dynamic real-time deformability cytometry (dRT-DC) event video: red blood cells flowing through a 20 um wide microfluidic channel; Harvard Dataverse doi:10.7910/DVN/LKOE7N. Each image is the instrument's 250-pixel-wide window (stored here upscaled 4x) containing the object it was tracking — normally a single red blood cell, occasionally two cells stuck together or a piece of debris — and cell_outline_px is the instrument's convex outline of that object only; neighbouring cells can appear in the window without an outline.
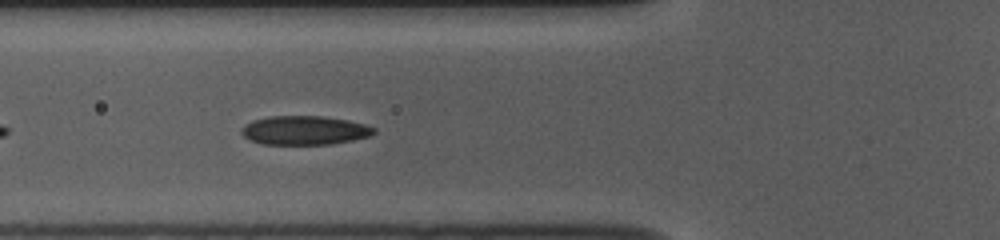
{"species": "common noctule bat (a hibernating species)", "species_latin": "Nyctalus noctula", "temperature_condition": "room temperature", "stored_images_in_passage": 26, "camera_frame_rate_fps": 3000, "um_per_image_px": 0.085, "animal": {"sex": "female", "body_mass_g": 10.0, "forearm_length_mm": 53.1}, "frame": {"image": 1, "passage_image": 6, "time_ms": 1.667, "image_size_px": [1000, 240], "cell_outline_px": [[376, 132], [368, 136], [352, 140], [332, 144], [260, 144], [248, 140], [240, 132], [240, 128], [244, 124], [252, 120], [268, 116], [320, 116], [348, 120], [364, 124], [376, 128]], "centroid_in_image_um": [25.83, 11.08], "position_along_channel_um": 100.0, "area_um2": 22.48}}
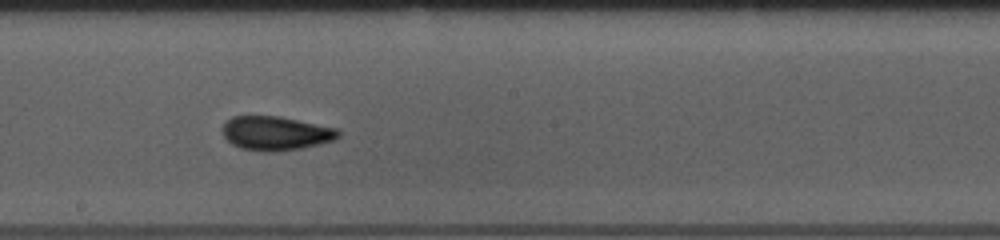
{"frame": {"image": 2, "passage_image": 16, "time_ms": 5.0, "image_size_px": [1000, 240], "cell_outline_px": [[340, 136], [332, 140], [300, 148], [276, 152], [264, 152], [240, 148], [232, 144], [224, 136], [220, 128], [224, 120], [232, 116], [280, 116], [336, 128], [340, 132]], "centroid_in_image_um": [23.36, 11.32], "position_along_channel_um": 224.8, "area_um2": 23.06}}
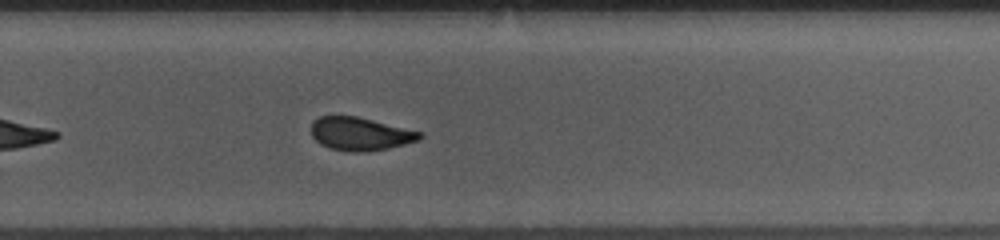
{"frame": {"image": 3, "passage_image": 22, "time_ms": 7.0, "image_size_px": [1000, 240], "cell_outline_px": [[424, 136], [420, 140], [388, 148], [368, 152], [352, 152], [332, 148], [320, 144], [312, 136], [312, 120], [320, 116], [356, 116], [420, 132]], "centroid_in_image_um": [30.6, 11.38], "position_along_channel_um": 299.2, "area_um2": 20.75}}